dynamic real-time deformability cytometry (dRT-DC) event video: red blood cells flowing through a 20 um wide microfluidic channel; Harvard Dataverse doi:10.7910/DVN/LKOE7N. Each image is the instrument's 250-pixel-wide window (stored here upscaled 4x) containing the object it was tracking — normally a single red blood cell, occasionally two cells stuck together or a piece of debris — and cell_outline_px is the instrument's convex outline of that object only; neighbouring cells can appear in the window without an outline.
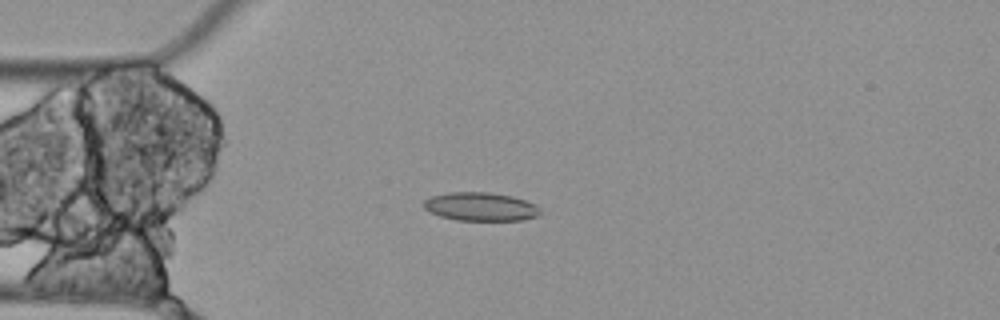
{"species": "Egyptian fruit bat (a non-hibernating species)", "species_latin": "Rousettus aegyptiacus", "temperature_condition": "cold", "stored_images_in_passage": 7, "camera_frame_rate_fps": 3000, "um_per_image_px": 0.085, "animal": {"sex": "female"}, "frame": {"image": 1, "passage_image": 4, "time_ms": 1.0, "image_size_px": [1000, 320], "cell_outline_px": [[540, 216], [524, 220], [456, 220], [440, 216], [428, 212], [420, 204], [424, 200], [432, 196], [448, 192], [488, 192], [512, 196], [536, 204], [540, 208]], "centroid_in_image_um": [40.83, 17.57], "position_along_channel_um": 44.2, "area_um2": 19.59}}
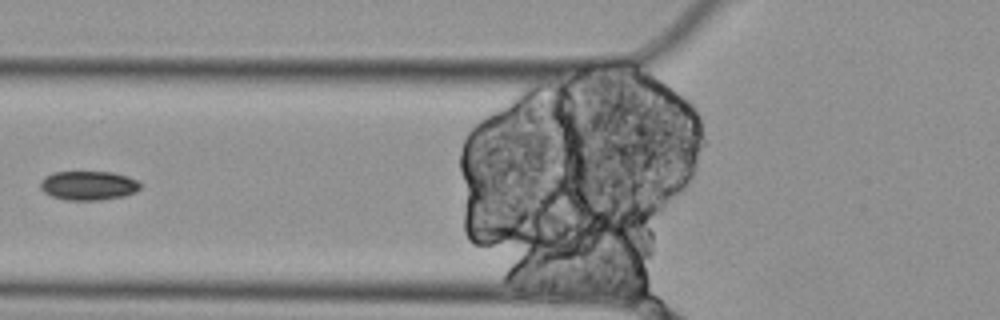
{"frame": {"image": 2, "passage_image": 6, "time_ms": 1.667, "image_size_px": [1000, 320], "cell_outline_px": [[140, 188], [136, 192], [124, 196], [100, 200], [68, 200], [52, 196], [44, 192], [40, 188], [40, 180], [44, 176], [52, 172], [112, 172], [128, 176], [136, 180], [140, 184]], "centroid_in_image_um": [7.5, 15.76], "position_along_channel_um": 118.3, "area_um2": 17.05}}
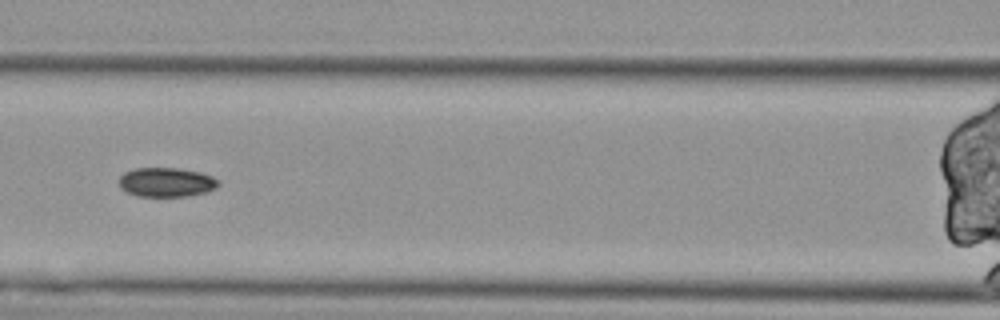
{"frame": {"image": 3, "passage_image": 7, "time_ms": 2.0, "image_size_px": [1000, 320], "cell_outline_px": [[220, 184], [216, 188], [204, 192], [184, 196], [136, 196], [120, 188], [120, 176], [124, 172], [136, 168], [180, 168], [200, 172], [212, 176], [220, 180]], "centroid_in_image_um": [14.15, 15.48], "position_along_channel_um": 152.4, "area_um2": 16.94}}